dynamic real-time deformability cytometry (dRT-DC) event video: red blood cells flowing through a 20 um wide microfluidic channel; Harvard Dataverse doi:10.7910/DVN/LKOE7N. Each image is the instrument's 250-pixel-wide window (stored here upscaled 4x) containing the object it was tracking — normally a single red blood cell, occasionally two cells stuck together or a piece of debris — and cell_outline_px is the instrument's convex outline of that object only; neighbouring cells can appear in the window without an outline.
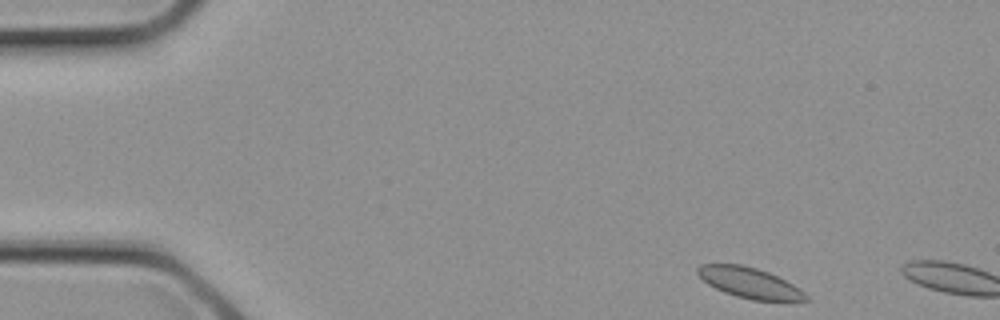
{"species": "common noctule bat (a hibernating species)", "species_latin": "Nyctalus noctula", "temperature_condition": "cold", "stored_images_in_passage": 2, "camera_frame_rate_fps": 3000, "um_per_image_px": 0.085, "animal": {"sex": "female", "body_mass_g": 21.9}, "frame": {"image": 1, "passage_image": 1, "time_ms": 0.0, "image_size_px": [1000, 320], "cell_outline_px": [[808, 300], [752, 300], [736, 296], [724, 292], [708, 284], [696, 272], [696, 268], [700, 264], [740, 264], [756, 268], [768, 272], [800, 288], [808, 296]], "centroid_in_image_um": [63.68, 24.03], "position_along_channel_um": 21.3, "area_um2": 18.96}}